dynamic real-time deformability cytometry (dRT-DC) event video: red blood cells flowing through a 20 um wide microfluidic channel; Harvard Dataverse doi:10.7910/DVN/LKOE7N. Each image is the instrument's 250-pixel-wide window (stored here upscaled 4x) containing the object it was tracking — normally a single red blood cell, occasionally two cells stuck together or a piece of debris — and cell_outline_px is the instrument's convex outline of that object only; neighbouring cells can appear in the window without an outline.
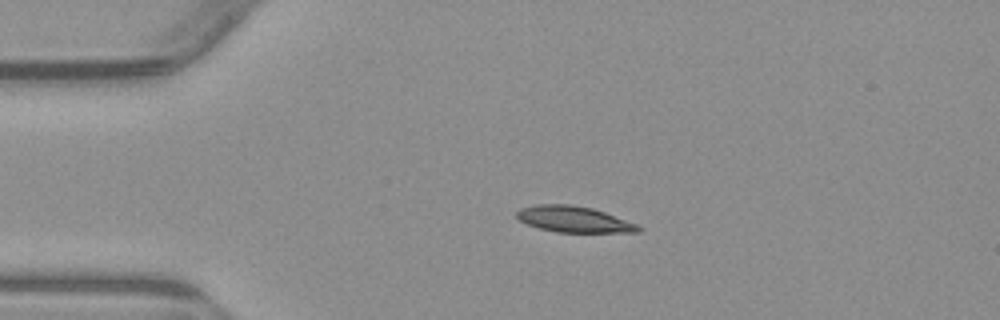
{"species": "common noctule bat (a hibernating species)", "species_latin": "Nyctalus noctula", "temperature_condition": "warm", "stored_images_in_passage": 1, "camera_frame_rate_fps": 3000, "um_per_image_px": 0.085, "animal": {"sex": "male", "body_mass_g": 23.1, "forearm_length_mm": 52.7}, "frame": {"image": 1, "passage_image": 1, "time_ms": 0.0, "image_size_px": [1000, 320], "cell_outline_px": [[640, 232], [556, 232], [540, 228], [528, 224], [520, 220], [516, 216], [516, 212], [520, 208], [536, 204], [572, 204], [592, 208], [640, 224]], "centroid_in_image_um": [48.79, 18.63], "position_along_channel_um": 36.2, "area_um2": 18.5}}